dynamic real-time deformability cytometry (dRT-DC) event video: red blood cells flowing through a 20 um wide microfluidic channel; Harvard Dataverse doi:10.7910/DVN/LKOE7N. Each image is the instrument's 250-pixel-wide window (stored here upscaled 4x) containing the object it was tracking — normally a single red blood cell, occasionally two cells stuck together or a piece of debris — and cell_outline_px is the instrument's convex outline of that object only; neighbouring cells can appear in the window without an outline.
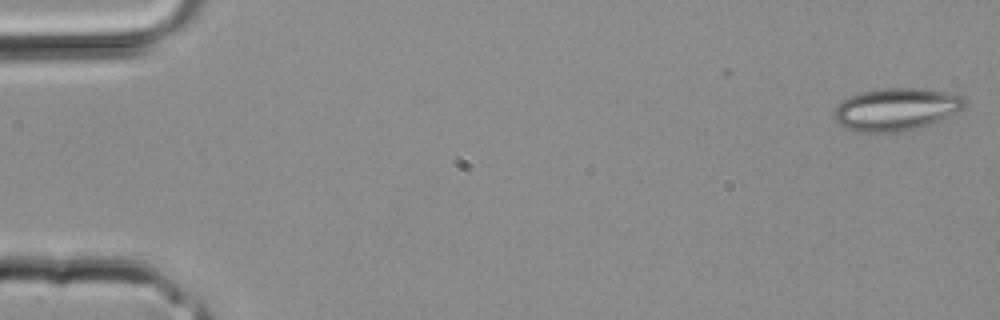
{"species": "common noctule bat (a hibernating species)", "species_latin": "Nyctalus noctula", "temperature_condition": "room temperature", "stored_images_in_passage": 8, "camera_frame_rate_fps": 3000, "um_per_image_px": 0.085, "animal": {"sex": "male", "body_mass_g": 20.4}, "frame": {"image": 1, "passage_image": 1, "time_ms": 0.0, "image_size_px": [1000, 320], "cell_outline_px": [[968, 104], [964, 108], [940, 120], [916, 128], [896, 132], [856, 132], [840, 124], [832, 116], [832, 112], [844, 100], [860, 92], [880, 88], [924, 88], [944, 92], [960, 96]], "centroid_in_image_um": [76.16, 9.28], "position_along_channel_um": 8.8, "area_um2": 32.08}}